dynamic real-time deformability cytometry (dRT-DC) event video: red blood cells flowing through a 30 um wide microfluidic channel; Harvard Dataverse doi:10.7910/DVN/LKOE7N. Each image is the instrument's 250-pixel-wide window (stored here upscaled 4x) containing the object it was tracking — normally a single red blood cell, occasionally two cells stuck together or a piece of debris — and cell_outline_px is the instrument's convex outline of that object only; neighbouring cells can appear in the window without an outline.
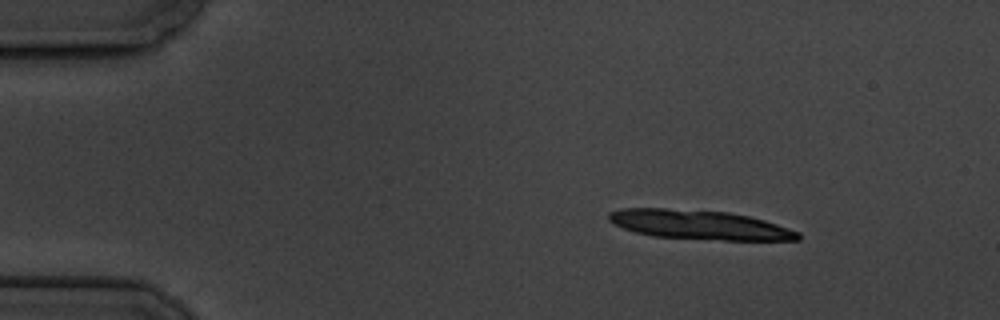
{"species": "common noctule bat (a hibernating species)", "species_latin": "Nyctalus noctula", "temperature_condition": "cold", "stored_images_in_passage": 4, "camera_frame_rate_fps": 3000, "um_per_image_px": 0.085, "animal": {"sex": "male", "body_mass_g": 19.5, "forearm_length_mm": 54.6}, "frame": {"image": 1, "passage_image": 1, "time_ms": 0.0, "image_size_px": [1000, 320], "cell_outline_px": [[800, 240], [724, 240], [652, 236], [636, 232], [624, 228], [608, 220], [608, 212], [620, 208], [664, 208], [728, 212], [748, 216], [764, 220], [800, 232]], "centroid_in_image_um": [59.44, 19.1], "position_along_channel_um": 25.6, "area_um2": 32.14}}
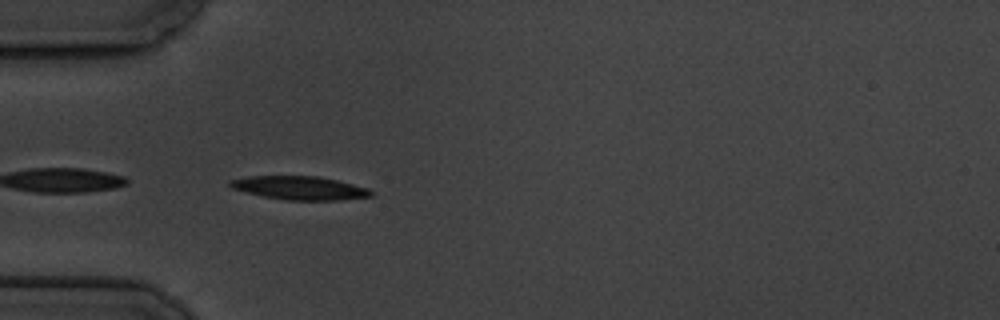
{"frame": {"image": 2, "passage_image": 4, "time_ms": 3.333, "image_size_px": [1000, 320], "cell_outline_px": [[372, 196], [336, 200], [288, 200], [264, 196], [232, 188], [228, 184], [228, 180], [248, 176], [320, 176], [368, 188], [372, 192]], "centroid_in_image_um": [25.46, 15.96], "position_along_channel_um": 59.5, "area_um2": 19.07}}